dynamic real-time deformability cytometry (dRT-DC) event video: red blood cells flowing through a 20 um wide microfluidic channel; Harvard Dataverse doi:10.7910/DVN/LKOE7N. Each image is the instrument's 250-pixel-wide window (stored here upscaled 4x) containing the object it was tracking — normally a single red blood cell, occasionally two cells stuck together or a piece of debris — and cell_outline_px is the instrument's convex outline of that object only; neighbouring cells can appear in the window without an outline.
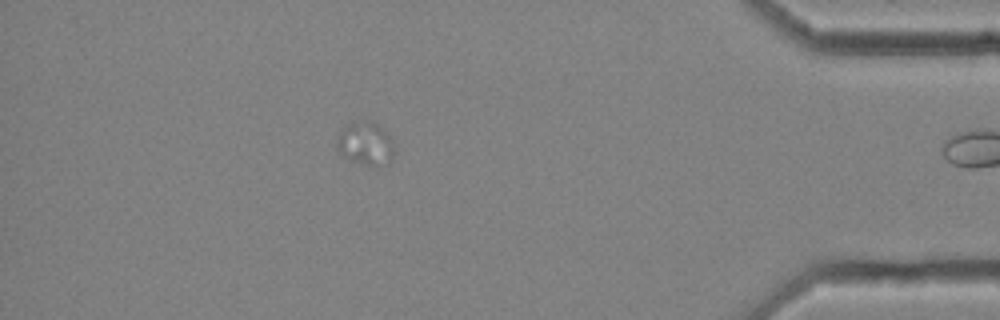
{"species": "common noctule bat (a hibernating species)", "species_latin": "Nyctalus noctula", "temperature_condition": "cold", "stored_images_in_passage": 51, "camera_frame_rate_fps": 3000, "um_per_image_px": 0.085, "animal": {"sex": "female", "body_mass_g": 25.1}, "frame": {"image": 1, "passage_image": 50, "time_ms": 16.333, "image_size_px": [1000, 320], "cell_outline_px": [[396, 152], [388, 164], [376, 168], [348, 160], [336, 148], [336, 144], [340, 132], [352, 120], [368, 120], [380, 124], [392, 140]], "centroid_in_image_um": [31.11, 12.22], "position_along_channel_um": 404.1, "area_um2": 15.03}}